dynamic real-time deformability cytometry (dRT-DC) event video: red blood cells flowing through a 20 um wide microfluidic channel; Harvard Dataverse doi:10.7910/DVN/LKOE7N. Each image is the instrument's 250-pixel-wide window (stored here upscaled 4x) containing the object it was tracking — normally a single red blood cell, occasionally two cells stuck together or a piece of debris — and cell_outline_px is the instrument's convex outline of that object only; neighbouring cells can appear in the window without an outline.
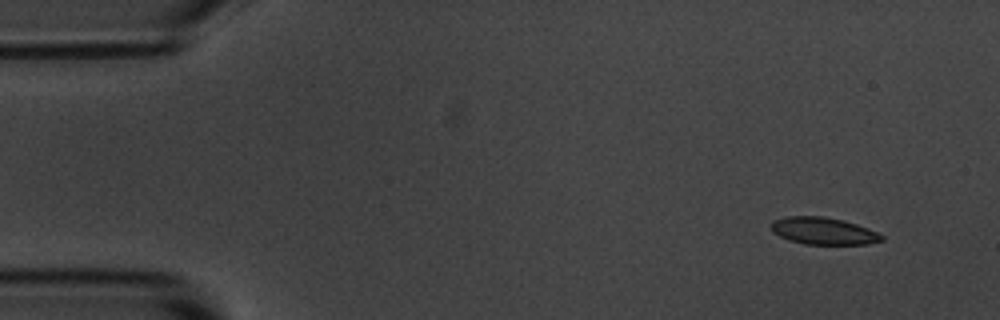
{"species": "common noctule bat (a hibernating species)", "species_latin": "Nyctalus noctula", "temperature_condition": "room temperature", "stored_images_in_passage": 4, "camera_frame_rate_fps": 3000, "um_per_image_px": 0.085, "animal": {"sex": "male", "body_mass_g": 20.1, "forearm_length_mm": 53.5}, "frame": {"image": 1, "passage_image": 1, "time_ms": 0.0, "image_size_px": [1000, 320], "cell_outline_px": [[884, 240], [868, 244], [804, 244], [788, 240], [772, 232], [768, 224], [772, 220], [788, 216], [820, 216], [844, 220], [868, 228], [884, 236]], "centroid_in_image_um": [69.94, 19.63], "position_along_channel_um": 15.1, "area_um2": 17.63}}